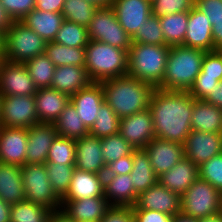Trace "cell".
Segmentation results:
<instances>
[{"label":"cell","instance_id":"obj_36","mask_svg":"<svg viewBox=\"0 0 222 222\" xmlns=\"http://www.w3.org/2000/svg\"><path fill=\"white\" fill-rule=\"evenodd\" d=\"M51 210L28 200L11 205L10 222H47Z\"/></svg>","mask_w":222,"mask_h":222},{"label":"cell","instance_id":"obj_5","mask_svg":"<svg viewBox=\"0 0 222 222\" xmlns=\"http://www.w3.org/2000/svg\"><path fill=\"white\" fill-rule=\"evenodd\" d=\"M170 46L132 43L127 75L157 88L163 81Z\"/></svg>","mask_w":222,"mask_h":222},{"label":"cell","instance_id":"obj_26","mask_svg":"<svg viewBox=\"0 0 222 222\" xmlns=\"http://www.w3.org/2000/svg\"><path fill=\"white\" fill-rule=\"evenodd\" d=\"M104 197L111 206H134L138 195L130 173L104 176Z\"/></svg>","mask_w":222,"mask_h":222},{"label":"cell","instance_id":"obj_8","mask_svg":"<svg viewBox=\"0 0 222 222\" xmlns=\"http://www.w3.org/2000/svg\"><path fill=\"white\" fill-rule=\"evenodd\" d=\"M25 200L58 211L62 207L61 199L50 184L45 164L26 163L21 166Z\"/></svg>","mask_w":222,"mask_h":222},{"label":"cell","instance_id":"obj_2","mask_svg":"<svg viewBox=\"0 0 222 222\" xmlns=\"http://www.w3.org/2000/svg\"><path fill=\"white\" fill-rule=\"evenodd\" d=\"M104 101L120 118L147 110L154 90L149 83L128 75L100 82Z\"/></svg>","mask_w":222,"mask_h":222},{"label":"cell","instance_id":"obj_29","mask_svg":"<svg viewBox=\"0 0 222 222\" xmlns=\"http://www.w3.org/2000/svg\"><path fill=\"white\" fill-rule=\"evenodd\" d=\"M64 20L61 13L34 9L20 21L46 42H53Z\"/></svg>","mask_w":222,"mask_h":222},{"label":"cell","instance_id":"obj_7","mask_svg":"<svg viewBox=\"0 0 222 222\" xmlns=\"http://www.w3.org/2000/svg\"><path fill=\"white\" fill-rule=\"evenodd\" d=\"M222 193L199 177L181 195L180 213L201 219L220 212Z\"/></svg>","mask_w":222,"mask_h":222},{"label":"cell","instance_id":"obj_45","mask_svg":"<svg viewBox=\"0 0 222 222\" xmlns=\"http://www.w3.org/2000/svg\"><path fill=\"white\" fill-rule=\"evenodd\" d=\"M195 5V0H153L152 15L162 17L172 13L189 12Z\"/></svg>","mask_w":222,"mask_h":222},{"label":"cell","instance_id":"obj_57","mask_svg":"<svg viewBox=\"0 0 222 222\" xmlns=\"http://www.w3.org/2000/svg\"><path fill=\"white\" fill-rule=\"evenodd\" d=\"M47 222H75L73 219L68 217L63 211H52Z\"/></svg>","mask_w":222,"mask_h":222},{"label":"cell","instance_id":"obj_19","mask_svg":"<svg viewBox=\"0 0 222 222\" xmlns=\"http://www.w3.org/2000/svg\"><path fill=\"white\" fill-rule=\"evenodd\" d=\"M182 46L205 52L214 51L212 24L207 16L195 6L188 12V25Z\"/></svg>","mask_w":222,"mask_h":222},{"label":"cell","instance_id":"obj_22","mask_svg":"<svg viewBox=\"0 0 222 222\" xmlns=\"http://www.w3.org/2000/svg\"><path fill=\"white\" fill-rule=\"evenodd\" d=\"M63 211L75 222L100 221L111 207L104 196L80 200H61Z\"/></svg>","mask_w":222,"mask_h":222},{"label":"cell","instance_id":"obj_11","mask_svg":"<svg viewBox=\"0 0 222 222\" xmlns=\"http://www.w3.org/2000/svg\"><path fill=\"white\" fill-rule=\"evenodd\" d=\"M36 92L37 87L23 63L2 60L0 64L1 96H34Z\"/></svg>","mask_w":222,"mask_h":222},{"label":"cell","instance_id":"obj_47","mask_svg":"<svg viewBox=\"0 0 222 222\" xmlns=\"http://www.w3.org/2000/svg\"><path fill=\"white\" fill-rule=\"evenodd\" d=\"M13 21H20L35 9L36 0H0Z\"/></svg>","mask_w":222,"mask_h":222},{"label":"cell","instance_id":"obj_16","mask_svg":"<svg viewBox=\"0 0 222 222\" xmlns=\"http://www.w3.org/2000/svg\"><path fill=\"white\" fill-rule=\"evenodd\" d=\"M28 128L0 126V163L26 164Z\"/></svg>","mask_w":222,"mask_h":222},{"label":"cell","instance_id":"obj_53","mask_svg":"<svg viewBox=\"0 0 222 222\" xmlns=\"http://www.w3.org/2000/svg\"><path fill=\"white\" fill-rule=\"evenodd\" d=\"M212 24V38L214 41V51L222 50V16L207 17Z\"/></svg>","mask_w":222,"mask_h":222},{"label":"cell","instance_id":"obj_43","mask_svg":"<svg viewBox=\"0 0 222 222\" xmlns=\"http://www.w3.org/2000/svg\"><path fill=\"white\" fill-rule=\"evenodd\" d=\"M131 38L132 43L166 45L160 25V17L151 14Z\"/></svg>","mask_w":222,"mask_h":222},{"label":"cell","instance_id":"obj_39","mask_svg":"<svg viewBox=\"0 0 222 222\" xmlns=\"http://www.w3.org/2000/svg\"><path fill=\"white\" fill-rule=\"evenodd\" d=\"M53 42L70 47H86L89 42L87 28L64 20Z\"/></svg>","mask_w":222,"mask_h":222},{"label":"cell","instance_id":"obj_21","mask_svg":"<svg viewBox=\"0 0 222 222\" xmlns=\"http://www.w3.org/2000/svg\"><path fill=\"white\" fill-rule=\"evenodd\" d=\"M57 137L54 124L37 123L28 128L26 163L45 164L48 151Z\"/></svg>","mask_w":222,"mask_h":222},{"label":"cell","instance_id":"obj_13","mask_svg":"<svg viewBox=\"0 0 222 222\" xmlns=\"http://www.w3.org/2000/svg\"><path fill=\"white\" fill-rule=\"evenodd\" d=\"M184 157L198 167L213 156L222 153V133H210L192 130L186 138Z\"/></svg>","mask_w":222,"mask_h":222},{"label":"cell","instance_id":"obj_17","mask_svg":"<svg viewBox=\"0 0 222 222\" xmlns=\"http://www.w3.org/2000/svg\"><path fill=\"white\" fill-rule=\"evenodd\" d=\"M157 177L169 171L184 157L183 144L155 137L144 148Z\"/></svg>","mask_w":222,"mask_h":222},{"label":"cell","instance_id":"obj_6","mask_svg":"<svg viewBox=\"0 0 222 222\" xmlns=\"http://www.w3.org/2000/svg\"><path fill=\"white\" fill-rule=\"evenodd\" d=\"M47 42L21 21H14L3 35V59L25 63L44 54Z\"/></svg>","mask_w":222,"mask_h":222},{"label":"cell","instance_id":"obj_20","mask_svg":"<svg viewBox=\"0 0 222 222\" xmlns=\"http://www.w3.org/2000/svg\"><path fill=\"white\" fill-rule=\"evenodd\" d=\"M101 138L87 134L76 140L75 168L104 175L106 164L101 152Z\"/></svg>","mask_w":222,"mask_h":222},{"label":"cell","instance_id":"obj_62","mask_svg":"<svg viewBox=\"0 0 222 222\" xmlns=\"http://www.w3.org/2000/svg\"><path fill=\"white\" fill-rule=\"evenodd\" d=\"M0 53H3V34L0 33Z\"/></svg>","mask_w":222,"mask_h":222},{"label":"cell","instance_id":"obj_12","mask_svg":"<svg viewBox=\"0 0 222 222\" xmlns=\"http://www.w3.org/2000/svg\"><path fill=\"white\" fill-rule=\"evenodd\" d=\"M119 134L134 149H144L155 138V129L150 110H144L120 119Z\"/></svg>","mask_w":222,"mask_h":222},{"label":"cell","instance_id":"obj_41","mask_svg":"<svg viewBox=\"0 0 222 222\" xmlns=\"http://www.w3.org/2000/svg\"><path fill=\"white\" fill-rule=\"evenodd\" d=\"M76 140L58 136L48 151L46 163L75 165Z\"/></svg>","mask_w":222,"mask_h":222},{"label":"cell","instance_id":"obj_18","mask_svg":"<svg viewBox=\"0 0 222 222\" xmlns=\"http://www.w3.org/2000/svg\"><path fill=\"white\" fill-rule=\"evenodd\" d=\"M103 102L102 85L97 82H92L88 87L70 96V103L88 130L93 126Z\"/></svg>","mask_w":222,"mask_h":222},{"label":"cell","instance_id":"obj_42","mask_svg":"<svg viewBox=\"0 0 222 222\" xmlns=\"http://www.w3.org/2000/svg\"><path fill=\"white\" fill-rule=\"evenodd\" d=\"M101 148L106 165L121 157L131 155L135 150L119 133L101 138Z\"/></svg>","mask_w":222,"mask_h":222},{"label":"cell","instance_id":"obj_35","mask_svg":"<svg viewBox=\"0 0 222 222\" xmlns=\"http://www.w3.org/2000/svg\"><path fill=\"white\" fill-rule=\"evenodd\" d=\"M24 65L37 89L51 87L56 66L45 53L26 61Z\"/></svg>","mask_w":222,"mask_h":222},{"label":"cell","instance_id":"obj_38","mask_svg":"<svg viewBox=\"0 0 222 222\" xmlns=\"http://www.w3.org/2000/svg\"><path fill=\"white\" fill-rule=\"evenodd\" d=\"M120 118L112 108L104 101L99 108L98 116L89 130V134L98 138H104L119 133Z\"/></svg>","mask_w":222,"mask_h":222},{"label":"cell","instance_id":"obj_49","mask_svg":"<svg viewBox=\"0 0 222 222\" xmlns=\"http://www.w3.org/2000/svg\"><path fill=\"white\" fill-rule=\"evenodd\" d=\"M133 219L131 206H111L100 222H131Z\"/></svg>","mask_w":222,"mask_h":222},{"label":"cell","instance_id":"obj_23","mask_svg":"<svg viewBox=\"0 0 222 222\" xmlns=\"http://www.w3.org/2000/svg\"><path fill=\"white\" fill-rule=\"evenodd\" d=\"M34 97L40 123L53 124L70 103L69 95L50 87L38 88Z\"/></svg>","mask_w":222,"mask_h":222},{"label":"cell","instance_id":"obj_52","mask_svg":"<svg viewBox=\"0 0 222 222\" xmlns=\"http://www.w3.org/2000/svg\"><path fill=\"white\" fill-rule=\"evenodd\" d=\"M194 6L207 17L222 16V0H195Z\"/></svg>","mask_w":222,"mask_h":222},{"label":"cell","instance_id":"obj_25","mask_svg":"<svg viewBox=\"0 0 222 222\" xmlns=\"http://www.w3.org/2000/svg\"><path fill=\"white\" fill-rule=\"evenodd\" d=\"M198 177V166L183 157L169 171L159 176L158 182L181 196Z\"/></svg>","mask_w":222,"mask_h":222},{"label":"cell","instance_id":"obj_14","mask_svg":"<svg viewBox=\"0 0 222 222\" xmlns=\"http://www.w3.org/2000/svg\"><path fill=\"white\" fill-rule=\"evenodd\" d=\"M181 196L157 182L140 193L132 209L154 210L175 216L180 213Z\"/></svg>","mask_w":222,"mask_h":222},{"label":"cell","instance_id":"obj_63","mask_svg":"<svg viewBox=\"0 0 222 222\" xmlns=\"http://www.w3.org/2000/svg\"><path fill=\"white\" fill-rule=\"evenodd\" d=\"M2 60H3V53H0V64H1Z\"/></svg>","mask_w":222,"mask_h":222},{"label":"cell","instance_id":"obj_56","mask_svg":"<svg viewBox=\"0 0 222 222\" xmlns=\"http://www.w3.org/2000/svg\"><path fill=\"white\" fill-rule=\"evenodd\" d=\"M14 21L0 3V33L5 34Z\"/></svg>","mask_w":222,"mask_h":222},{"label":"cell","instance_id":"obj_61","mask_svg":"<svg viewBox=\"0 0 222 222\" xmlns=\"http://www.w3.org/2000/svg\"><path fill=\"white\" fill-rule=\"evenodd\" d=\"M96 4L98 7H108L112 5L113 0H88Z\"/></svg>","mask_w":222,"mask_h":222},{"label":"cell","instance_id":"obj_27","mask_svg":"<svg viewBox=\"0 0 222 222\" xmlns=\"http://www.w3.org/2000/svg\"><path fill=\"white\" fill-rule=\"evenodd\" d=\"M91 83L85 67L64 65L55 68L50 88L71 96Z\"/></svg>","mask_w":222,"mask_h":222},{"label":"cell","instance_id":"obj_15","mask_svg":"<svg viewBox=\"0 0 222 222\" xmlns=\"http://www.w3.org/2000/svg\"><path fill=\"white\" fill-rule=\"evenodd\" d=\"M111 7L121 27L130 37L152 14L150 0H113Z\"/></svg>","mask_w":222,"mask_h":222},{"label":"cell","instance_id":"obj_58","mask_svg":"<svg viewBox=\"0 0 222 222\" xmlns=\"http://www.w3.org/2000/svg\"><path fill=\"white\" fill-rule=\"evenodd\" d=\"M11 204L0 198V222H10Z\"/></svg>","mask_w":222,"mask_h":222},{"label":"cell","instance_id":"obj_55","mask_svg":"<svg viewBox=\"0 0 222 222\" xmlns=\"http://www.w3.org/2000/svg\"><path fill=\"white\" fill-rule=\"evenodd\" d=\"M204 101L222 109V80L213 89L212 94H210Z\"/></svg>","mask_w":222,"mask_h":222},{"label":"cell","instance_id":"obj_34","mask_svg":"<svg viewBox=\"0 0 222 222\" xmlns=\"http://www.w3.org/2000/svg\"><path fill=\"white\" fill-rule=\"evenodd\" d=\"M160 25L167 46L183 45L188 25V12L162 16Z\"/></svg>","mask_w":222,"mask_h":222},{"label":"cell","instance_id":"obj_65","mask_svg":"<svg viewBox=\"0 0 222 222\" xmlns=\"http://www.w3.org/2000/svg\"><path fill=\"white\" fill-rule=\"evenodd\" d=\"M83 222H100V221H94V220H93V221H83Z\"/></svg>","mask_w":222,"mask_h":222},{"label":"cell","instance_id":"obj_1","mask_svg":"<svg viewBox=\"0 0 222 222\" xmlns=\"http://www.w3.org/2000/svg\"><path fill=\"white\" fill-rule=\"evenodd\" d=\"M194 98L187 91H166L156 88L149 110L155 137L184 144L192 131L191 117Z\"/></svg>","mask_w":222,"mask_h":222},{"label":"cell","instance_id":"obj_33","mask_svg":"<svg viewBox=\"0 0 222 222\" xmlns=\"http://www.w3.org/2000/svg\"><path fill=\"white\" fill-rule=\"evenodd\" d=\"M53 124L57 131V135L61 137L77 140L89 134V130L86 128L71 103L65 107Z\"/></svg>","mask_w":222,"mask_h":222},{"label":"cell","instance_id":"obj_50","mask_svg":"<svg viewBox=\"0 0 222 222\" xmlns=\"http://www.w3.org/2000/svg\"><path fill=\"white\" fill-rule=\"evenodd\" d=\"M133 167V152L106 165L104 176L129 174Z\"/></svg>","mask_w":222,"mask_h":222},{"label":"cell","instance_id":"obj_54","mask_svg":"<svg viewBox=\"0 0 222 222\" xmlns=\"http://www.w3.org/2000/svg\"><path fill=\"white\" fill-rule=\"evenodd\" d=\"M65 0H36L35 9L61 13Z\"/></svg>","mask_w":222,"mask_h":222},{"label":"cell","instance_id":"obj_4","mask_svg":"<svg viewBox=\"0 0 222 222\" xmlns=\"http://www.w3.org/2000/svg\"><path fill=\"white\" fill-rule=\"evenodd\" d=\"M85 69L92 82L122 77L128 72V51L95 40L85 47Z\"/></svg>","mask_w":222,"mask_h":222},{"label":"cell","instance_id":"obj_44","mask_svg":"<svg viewBox=\"0 0 222 222\" xmlns=\"http://www.w3.org/2000/svg\"><path fill=\"white\" fill-rule=\"evenodd\" d=\"M199 178L222 193V153L213 156L198 167Z\"/></svg>","mask_w":222,"mask_h":222},{"label":"cell","instance_id":"obj_59","mask_svg":"<svg viewBox=\"0 0 222 222\" xmlns=\"http://www.w3.org/2000/svg\"><path fill=\"white\" fill-rule=\"evenodd\" d=\"M173 222H200V220L178 213L174 216Z\"/></svg>","mask_w":222,"mask_h":222},{"label":"cell","instance_id":"obj_46","mask_svg":"<svg viewBox=\"0 0 222 222\" xmlns=\"http://www.w3.org/2000/svg\"><path fill=\"white\" fill-rule=\"evenodd\" d=\"M197 77H210L218 81L222 80V50L205 53L201 72Z\"/></svg>","mask_w":222,"mask_h":222},{"label":"cell","instance_id":"obj_24","mask_svg":"<svg viewBox=\"0 0 222 222\" xmlns=\"http://www.w3.org/2000/svg\"><path fill=\"white\" fill-rule=\"evenodd\" d=\"M104 196V175L75 168L70 187L61 200H80Z\"/></svg>","mask_w":222,"mask_h":222},{"label":"cell","instance_id":"obj_48","mask_svg":"<svg viewBox=\"0 0 222 222\" xmlns=\"http://www.w3.org/2000/svg\"><path fill=\"white\" fill-rule=\"evenodd\" d=\"M220 81L210 77H196L193 85L187 91L195 100H205Z\"/></svg>","mask_w":222,"mask_h":222},{"label":"cell","instance_id":"obj_51","mask_svg":"<svg viewBox=\"0 0 222 222\" xmlns=\"http://www.w3.org/2000/svg\"><path fill=\"white\" fill-rule=\"evenodd\" d=\"M134 219L137 222H173L174 216L145 209H133Z\"/></svg>","mask_w":222,"mask_h":222},{"label":"cell","instance_id":"obj_31","mask_svg":"<svg viewBox=\"0 0 222 222\" xmlns=\"http://www.w3.org/2000/svg\"><path fill=\"white\" fill-rule=\"evenodd\" d=\"M130 176L137 195L158 182V177L154 173L149 155L145 149H135L133 151V167Z\"/></svg>","mask_w":222,"mask_h":222},{"label":"cell","instance_id":"obj_10","mask_svg":"<svg viewBox=\"0 0 222 222\" xmlns=\"http://www.w3.org/2000/svg\"><path fill=\"white\" fill-rule=\"evenodd\" d=\"M0 110V126L30 128L39 123L34 96H1Z\"/></svg>","mask_w":222,"mask_h":222},{"label":"cell","instance_id":"obj_64","mask_svg":"<svg viewBox=\"0 0 222 222\" xmlns=\"http://www.w3.org/2000/svg\"><path fill=\"white\" fill-rule=\"evenodd\" d=\"M220 213L222 215V198H221V207H220Z\"/></svg>","mask_w":222,"mask_h":222},{"label":"cell","instance_id":"obj_3","mask_svg":"<svg viewBox=\"0 0 222 222\" xmlns=\"http://www.w3.org/2000/svg\"><path fill=\"white\" fill-rule=\"evenodd\" d=\"M205 53L197 48L171 46L164 78L157 88L166 91H188L201 72Z\"/></svg>","mask_w":222,"mask_h":222},{"label":"cell","instance_id":"obj_28","mask_svg":"<svg viewBox=\"0 0 222 222\" xmlns=\"http://www.w3.org/2000/svg\"><path fill=\"white\" fill-rule=\"evenodd\" d=\"M0 198L11 205L25 200L21 166L0 163Z\"/></svg>","mask_w":222,"mask_h":222},{"label":"cell","instance_id":"obj_9","mask_svg":"<svg viewBox=\"0 0 222 222\" xmlns=\"http://www.w3.org/2000/svg\"><path fill=\"white\" fill-rule=\"evenodd\" d=\"M89 40L129 51L132 38L121 27L111 6L98 7L87 26Z\"/></svg>","mask_w":222,"mask_h":222},{"label":"cell","instance_id":"obj_60","mask_svg":"<svg viewBox=\"0 0 222 222\" xmlns=\"http://www.w3.org/2000/svg\"><path fill=\"white\" fill-rule=\"evenodd\" d=\"M200 222H222V215L221 213H217L211 216H207L205 218L199 219Z\"/></svg>","mask_w":222,"mask_h":222},{"label":"cell","instance_id":"obj_40","mask_svg":"<svg viewBox=\"0 0 222 222\" xmlns=\"http://www.w3.org/2000/svg\"><path fill=\"white\" fill-rule=\"evenodd\" d=\"M45 165L50 184L57 196L62 199L69 190L75 165L59 163H45Z\"/></svg>","mask_w":222,"mask_h":222},{"label":"cell","instance_id":"obj_30","mask_svg":"<svg viewBox=\"0 0 222 222\" xmlns=\"http://www.w3.org/2000/svg\"><path fill=\"white\" fill-rule=\"evenodd\" d=\"M191 128L194 131L222 133V109L194 99Z\"/></svg>","mask_w":222,"mask_h":222},{"label":"cell","instance_id":"obj_37","mask_svg":"<svg viewBox=\"0 0 222 222\" xmlns=\"http://www.w3.org/2000/svg\"><path fill=\"white\" fill-rule=\"evenodd\" d=\"M97 9L98 6L88 0H65L61 14L65 20L87 28Z\"/></svg>","mask_w":222,"mask_h":222},{"label":"cell","instance_id":"obj_32","mask_svg":"<svg viewBox=\"0 0 222 222\" xmlns=\"http://www.w3.org/2000/svg\"><path fill=\"white\" fill-rule=\"evenodd\" d=\"M44 53L56 67L64 65L85 67V47H70L47 42Z\"/></svg>","mask_w":222,"mask_h":222}]
</instances>
